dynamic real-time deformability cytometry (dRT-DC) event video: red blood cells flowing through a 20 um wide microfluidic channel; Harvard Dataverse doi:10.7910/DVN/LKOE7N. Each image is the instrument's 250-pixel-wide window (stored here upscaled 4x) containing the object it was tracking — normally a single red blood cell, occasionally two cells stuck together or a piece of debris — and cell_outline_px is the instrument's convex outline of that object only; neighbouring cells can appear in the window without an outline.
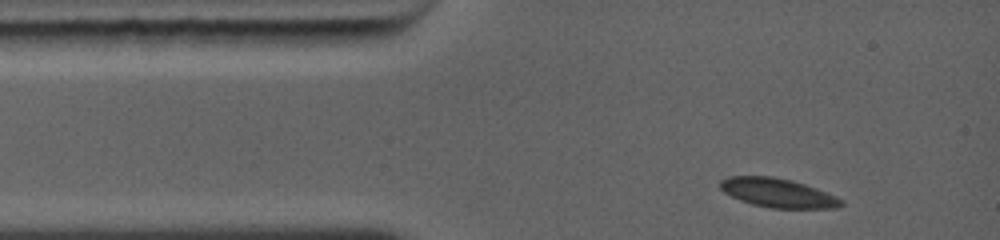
{"species": "common noctule bat (a hibernating species)", "species_latin": "Nyctalus noctula", "temperature_condition": "warm", "stored_images_in_passage": 3, "camera_frame_rate_fps": 5000, "um_per_image_px": 0.085, "animal": {"sex": "female", "body_mass_g": 19.0, "forearm_length_mm": 56.7}, "frame": {"image": 1, "passage_image": 1, "time_ms": 0.0, "image_size_px": [1000, 240], "cell_outline_px": [[844, 204], [832, 208], [768, 208], [752, 204], [740, 200], [724, 192], [720, 188], [720, 180], [732, 176], [768, 176], [788, 180], [804, 184], [824, 192], [840, 200]], "centroid_in_image_um": [66.03, 16.4], "position_along_channel_um": 19.0, "area_um2": 19.88}}